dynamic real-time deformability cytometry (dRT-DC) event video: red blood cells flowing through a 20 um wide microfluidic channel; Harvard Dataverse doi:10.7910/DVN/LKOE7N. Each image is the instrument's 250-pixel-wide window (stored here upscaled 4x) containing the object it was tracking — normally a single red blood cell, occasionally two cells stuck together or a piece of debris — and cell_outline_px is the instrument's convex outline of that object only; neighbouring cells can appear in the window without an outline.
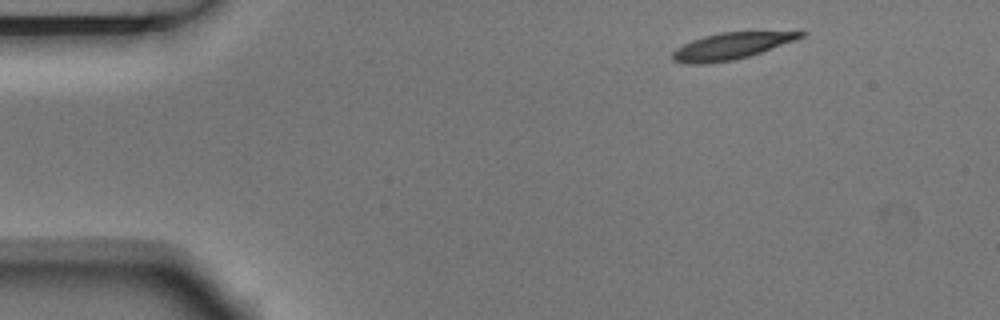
{"species": "Egyptian fruit bat (a non-hibernating species)", "species_latin": "Rousettus aegyptiacus", "temperature_condition": "room temperature", "stored_images_in_passage": 3, "camera_frame_rate_fps": 3000, "um_per_image_px": 0.085, "animal": {"sex": "male"}, "frame": {"image": 1, "passage_image": 1, "time_ms": 0.0, "image_size_px": [1000, 320], "cell_outline_px": [[808, 32], [804, 36], [796, 40], [748, 56], [732, 60], [700, 64], [688, 64], [672, 60], [672, 52], [676, 48], [692, 40], [704, 36], [720, 32]], "centroid_in_image_um": [62.1, 3.91], "position_along_channel_um": 22.9, "area_um2": 19.48}}
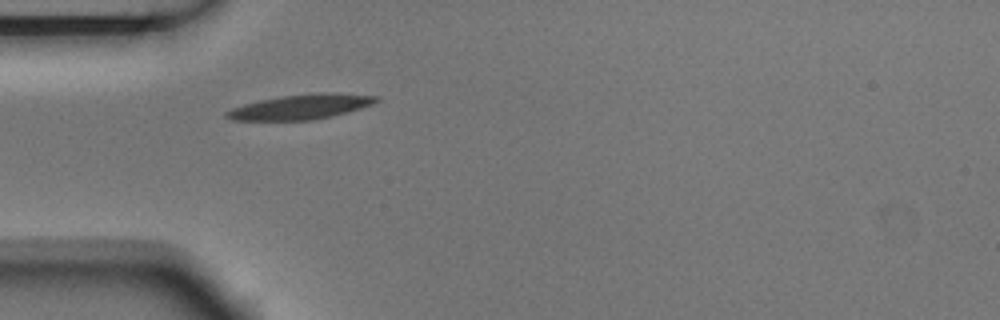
{"frame": {"image": 2, "passage_image": 3, "time_ms": 0.667, "image_size_px": [1000, 320], "cell_outline_px": [[380, 100], [372, 104], [360, 108], [312, 120], [232, 120], [224, 116], [224, 112], [232, 108], [244, 104], [260, 100], [280, 96], [320, 92], [332, 92], [380, 96]], "centroid_in_image_um": [25.55, 9.06], "position_along_channel_um": 59.4, "area_um2": 21.56}}